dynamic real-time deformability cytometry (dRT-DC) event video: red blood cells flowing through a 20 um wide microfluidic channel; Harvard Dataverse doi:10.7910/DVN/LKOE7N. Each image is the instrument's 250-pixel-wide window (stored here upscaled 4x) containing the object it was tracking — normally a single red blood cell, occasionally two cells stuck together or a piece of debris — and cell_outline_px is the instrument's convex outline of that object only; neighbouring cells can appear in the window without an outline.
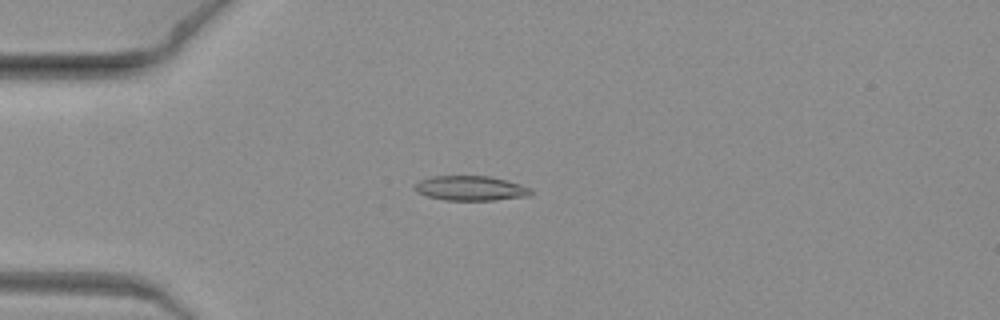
{"species": "common noctule bat (a hibernating species)", "species_latin": "Nyctalus noctula", "temperature_condition": "warm", "stored_images_in_passage": 17, "camera_frame_rate_fps": 3000, "um_per_image_px": 0.085, "animal": {"sex": "female", "body_mass_g": 19.3, "forearm_length_mm": 54.1}, "frame": {"image": 1, "passage_image": 2, "time_ms": 0.333, "image_size_px": [1000, 320], "cell_outline_px": [[532, 192], [528, 196], [496, 200], [444, 200], [428, 196], [416, 192], [412, 188], [420, 180], [432, 176], [488, 176], [520, 184], [528, 188]], "centroid_in_image_um": [39.95, 16.0], "position_along_channel_um": 45.0, "area_um2": 16.59}}
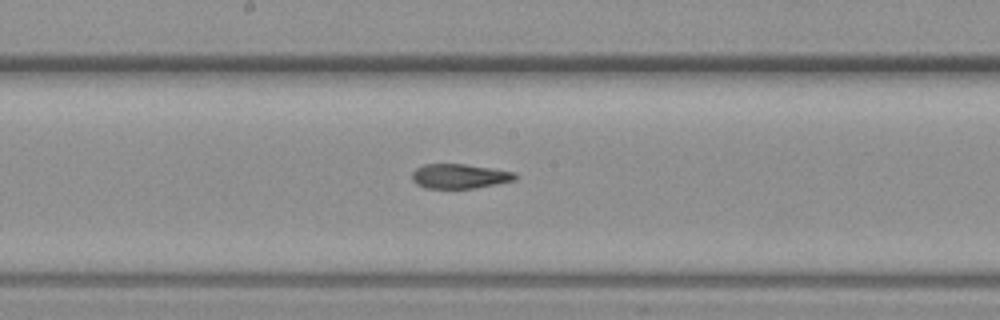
{"frame": {"image": 2, "passage_image": 8, "time_ms": 2.333, "image_size_px": [1000, 320], "cell_outline_px": [[516, 180], [476, 188], [424, 188], [416, 184], [412, 180], [412, 172], [416, 168], [424, 164], [464, 164], [492, 168], [516, 172]], "centroid_in_image_um": [39.05, 14.98], "position_along_channel_um": 209.1, "area_um2": 14.85}}
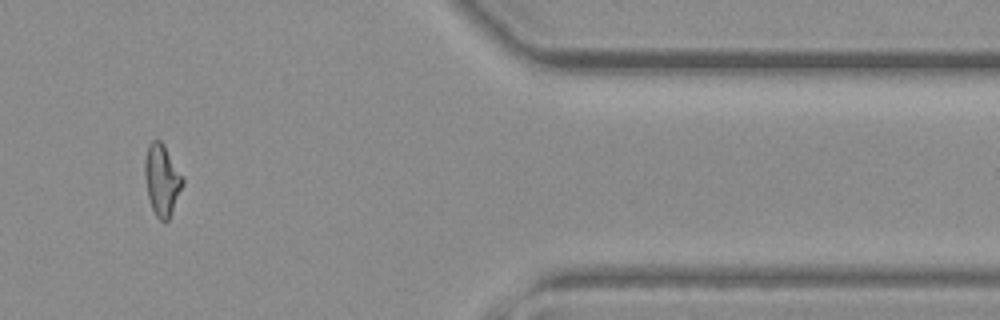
{"frame": {"image": 3, "passage_image": 14, "time_ms": 4.333, "image_size_px": [1000, 320], "cell_outline_px": [[184, 184], [172, 212], [168, 220], [164, 224], [156, 216], [152, 208], [148, 196], [144, 176], [144, 160], [148, 144], [152, 140], [160, 140], [164, 144], [184, 180]], "centroid_in_image_um": [13.75, 15.3], "position_along_channel_um": 397.6, "area_um2": 15.78}}